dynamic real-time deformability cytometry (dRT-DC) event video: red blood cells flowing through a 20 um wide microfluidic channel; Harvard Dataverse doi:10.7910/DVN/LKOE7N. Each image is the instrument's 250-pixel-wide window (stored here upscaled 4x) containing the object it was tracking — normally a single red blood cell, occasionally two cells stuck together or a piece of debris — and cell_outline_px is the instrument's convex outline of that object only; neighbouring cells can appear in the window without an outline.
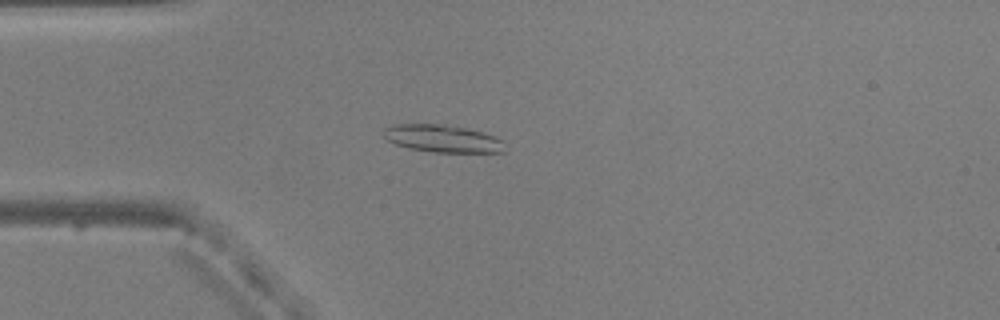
{"species": "common noctule bat (a hibernating species)", "species_latin": "Nyctalus noctula", "temperature_condition": "warm", "stored_images_in_passage": 52, "camera_frame_rate_fps": 3000, "um_per_image_px": 0.085, "animal": {"sex": "male", "body_mass_g": 20.5, "forearm_length_mm": 52.5}, "frame": {"image": 1, "passage_image": 14, "time_ms": 4.333, "image_size_px": [1000, 320], "cell_outline_px": [[504, 152], [432, 152], [408, 148], [396, 144], [388, 140], [380, 132], [384, 128], [396, 124], [440, 124], [464, 128], [496, 136], [504, 140]], "centroid_in_image_um": [37.6, 11.78], "position_along_channel_um": 47.4, "area_um2": 19.36}}
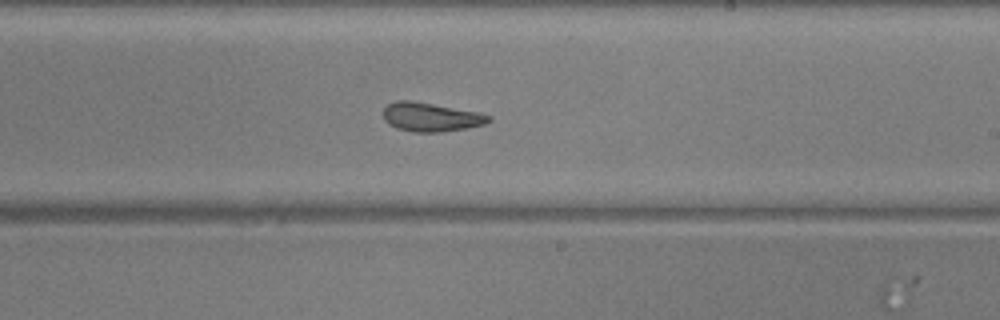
{"frame": {"image": 2, "passage_image": 31, "time_ms": 10.0, "image_size_px": [1000, 320], "cell_outline_px": [[492, 120], [484, 124], [468, 128], [440, 132], [412, 132], [396, 128], [388, 124], [384, 120], [384, 108], [388, 104], [396, 100], [408, 100], [480, 112], [492, 116]], "centroid_in_image_um": [36.63, 9.96], "position_along_channel_um": 252.4, "area_um2": 17.8}}
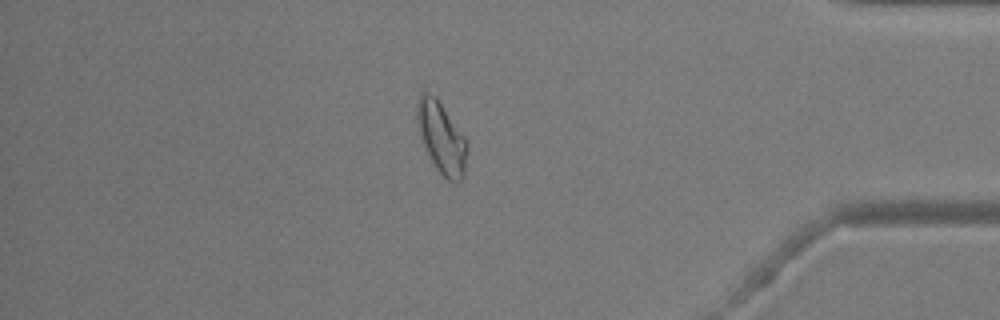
{"frame": {"image": 3, "passage_image": 45, "time_ms": 14.667, "image_size_px": [1000, 320], "cell_outline_px": [[468, 152], [464, 176], [456, 184], [448, 180], [436, 168], [420, 136], [416, 120], [416, 104], [420, 92], [424, 88], [436, 96], [464, 136], [468, 144]], "centroid_in_image_um": [37.52, 11.65], "position_along_channel_um": 397.7, "area_um2": 21.1}, "authors_computed_cell_mechanics": {"area_um2": 19.4208, "velocity_mm_per_s": 3.8445, "shape_relaxation_time_tau1_ms": 11.0284, "shape_relaxation_time_tau2_ms": 4.0026, "deformation_change_tau1": 0.2562, "deformation_change_tau2": 0.0883}}